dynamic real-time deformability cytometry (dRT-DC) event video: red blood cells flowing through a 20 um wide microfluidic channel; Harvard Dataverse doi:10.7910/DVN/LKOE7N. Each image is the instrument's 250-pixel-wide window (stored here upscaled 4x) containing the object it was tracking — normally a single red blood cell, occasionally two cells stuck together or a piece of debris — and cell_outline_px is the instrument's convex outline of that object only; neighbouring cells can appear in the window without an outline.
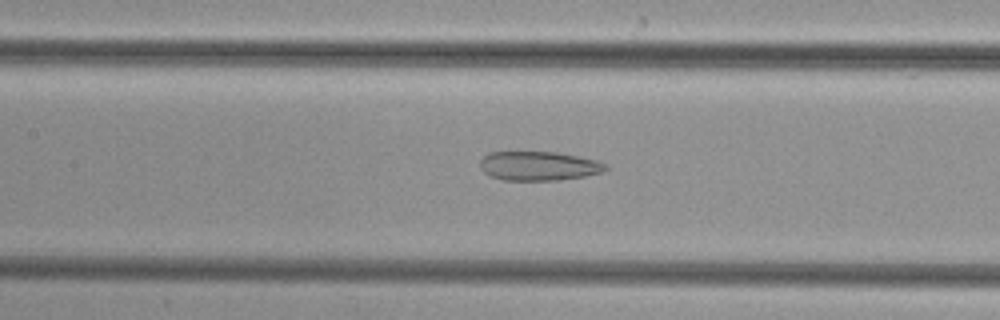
{"species": "common noctule bat (a hibernating species)", "species_latin": "Nyctalus noctula", "temperature_condition": "cold", "stored_images_in_passage": 49, "camera_frame_rate_fps": 3000, "um_per_image_px": 0.085, "animal": {"sex": "female", "body_mass_g": 29.2, "forearm_length_mm": 56.3}, "frame": {"image": 1, "passage_image": 23, "time_ms": 7.333, "image_size_px": [1000, 320], "cell_outline_px": [[608, 168], [600, 172], [584, 176], [556, 180], [504, 180], [492, 176], [484, 172], [480, 168], [480, 160], [488, 152], [556, 152], [596, 160], [608, 164]], "centroid_in_image_um": [45.77, 14.1], "position_along_channel_um": 161.6, "area_um2": 21.15}}
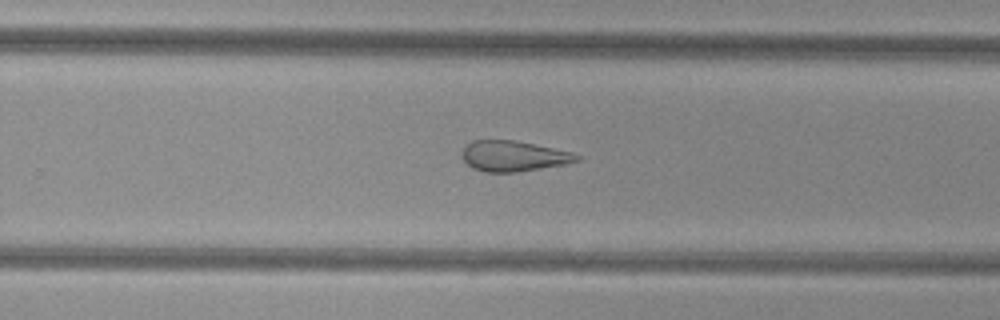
{"frame": {"image": 2, "passage_image": 32, "time_ms": 10.333, "image_size_px": [1000, 320], "cell_outline_px": [[584, 156], [580, 160], [564, 164], [516, 172], [484, 172], [472, 168], [460, 156], [460, 152], [472, 140], [516, 140], [572, 152]], "centroid_in_image_um": [43.64, 13.26], "position_along_channel_um": 286.2, "area_um2": 20.52}}
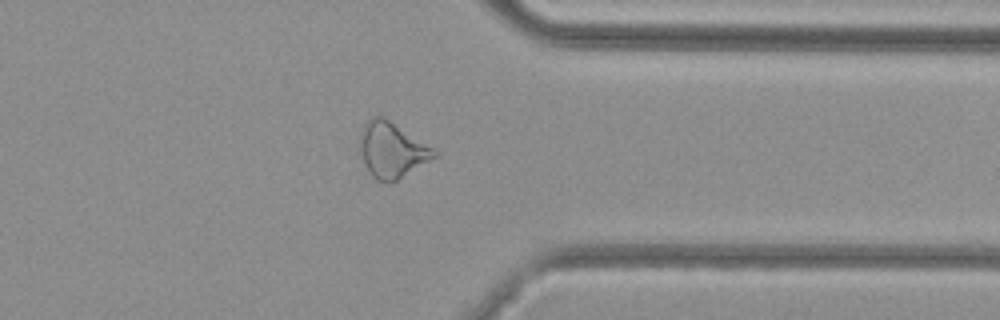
{"frame": {"image": 3, "passage_image": 39, "time_ms": 12.667, "image_size_px": [1000, 320], "cell_outline_px": [[440, 152], [436, 156], [396, 180], [376, 180], [368, 172], [364, 164], [360, 152], [360, 136], [364, 124], [372, 116], [384, 116]], "centroid_in_image_um": [33.29, 12.71], "position_along_channel_um": 378.1, "area_um2": 23.64}}